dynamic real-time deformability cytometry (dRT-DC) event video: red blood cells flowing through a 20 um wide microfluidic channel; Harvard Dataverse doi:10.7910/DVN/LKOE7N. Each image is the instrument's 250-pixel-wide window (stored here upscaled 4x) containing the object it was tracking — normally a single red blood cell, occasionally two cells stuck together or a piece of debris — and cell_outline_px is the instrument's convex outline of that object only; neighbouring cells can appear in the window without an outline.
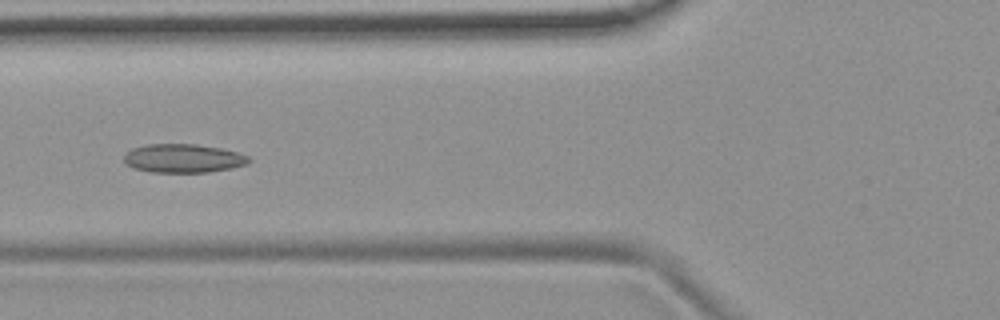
{"species": "common noctule bat (a hibernating species)", "species_latin": "Nyctalus noctula", "temperature_condition": "room temperature", "stored_images_in_passage": 6, "camera_frame_rate_fps": 3000, "um_per_image_px": 0.085, "animal": {"sex": "female", "body_mass_g": 19.9}, "frame": {"image": 1, "passage_image": 5, "time_ms": 4.667, "image_size_px": [1000, 320], "cell_outline_px": [[252, 160], [248, 164], [232, 168], [208, 172], [148, 172], [132, 168], [124, 164], [124, 156], [132, 148], [148, 144], [196, 144], [220, 148], [236, 152], [248, 156]], "centroid_in_image_um": [15.56, 13.47], "position_along_channel_um": 110.2, "area_um2": 20.98}}
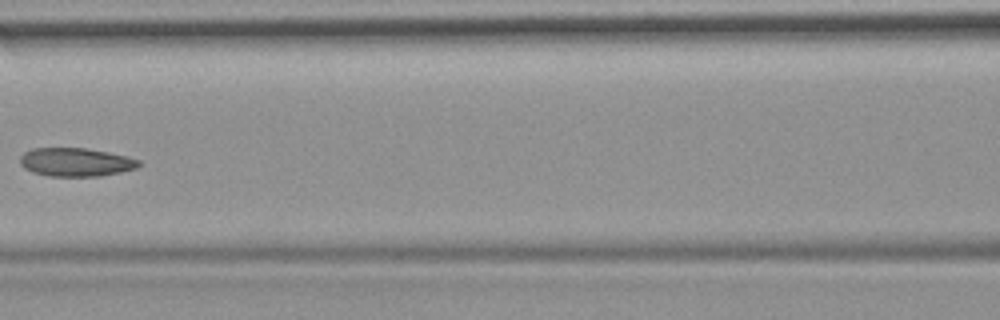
{"frame": {"image": 2, "passage_image": 6, "time_ms": 6.0, "image_size_px": [1000, 320], "cell_outline_px": [[140, 164], [136, 168], [120, 172], [100, 176], [48, 176], [32, 172], [24, 168], [20, 164], [20, 156], [24, 152], [32, 148], [84, 148], [108, 152], [128, 156], [140, 160]], "centroid_in_image_um": [6.42, 13.78], "position_along_channel_um": 160.2, "area_um2": 19.77}}